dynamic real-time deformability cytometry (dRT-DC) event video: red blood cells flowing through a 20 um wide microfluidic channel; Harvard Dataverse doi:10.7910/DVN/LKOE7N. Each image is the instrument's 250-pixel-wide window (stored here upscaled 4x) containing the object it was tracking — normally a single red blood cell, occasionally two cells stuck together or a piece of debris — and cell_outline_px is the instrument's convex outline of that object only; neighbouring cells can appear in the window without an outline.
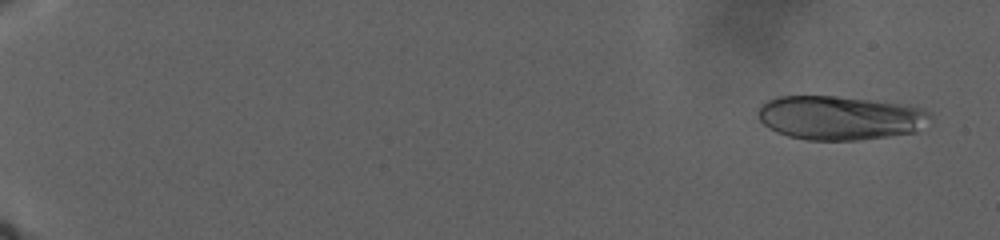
{"species": "human", "species_latin": "Homo sapiens", "temperature_condition": "warm", "stored_images_in_passage": 166, "camera_frame_rate_fps": 3000, "um_per_image_px": 0.085, "donor": {"sex": "male"}, "frame": {"image": 1, "passage_image": 10, "time_ms": 1.667, "image_size_px": [1000, 240], "cell_outline_px": [[928, 116], [916, 132], [856, 140], [804, 140], [788, 136], [776, 132], [768, 128], [760, 120], [756, 112], [760, 104], [776, 96], [836, 96], [900, 104], [920, 108], [928, 112]], "centroid_in_image_um": [71.26, 10.01], "position_along_channel_um": 13.7, "area_um2": 43.7}}
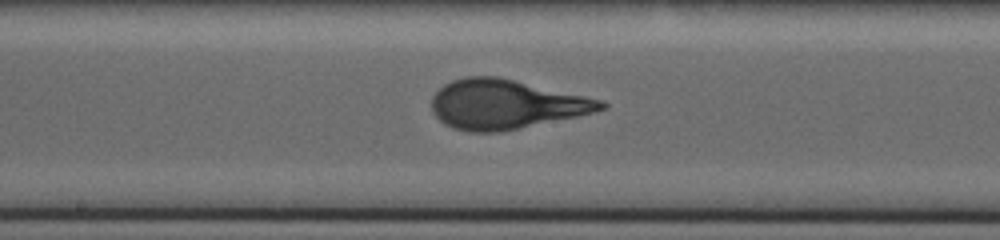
{"frame": {"image": 2, "passage_image": 95, "time_ms": 23.0, "image_size_px": [1000, 240], "cell_outline_px": [[608, 108], [576, 116], [500, 132], [468, 132], [452, 128], [444, 124], [432, 112], [432, 96], [444, 84], [452, 80], [464, 76], [496, 76], [604, 100], [608, 104]], "centroid_in_image_um": [42.96, 8.87], "position_along_channel_um": 205.2, "area_um2": 48.55}}
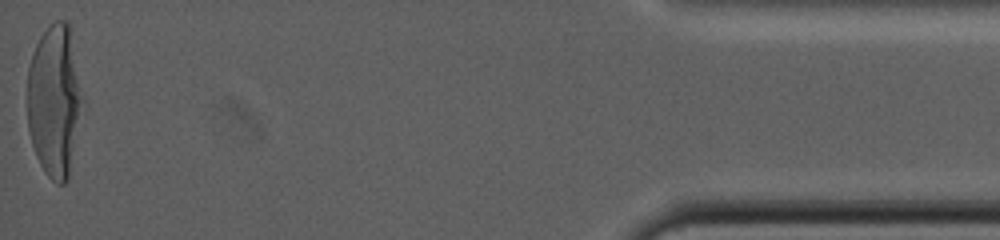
{"frame": {"image": 3, "passage_image": 166, "time_ms": 38.667, "image_size_px": [1000, 240], "cell_outline_px": [[84, 100], [68, 176], [64, 184], [56, 184], [44, 172], [36, 156], [32, 144], [28, 128], [28, 68], [36, 44], [40, 36], [56, 20], [64, 20], [68, 24]], "centroid_in_image_um": [4.63, 8.59], "position_along_channel_um": 430.6, "area_um2": 48.38}}